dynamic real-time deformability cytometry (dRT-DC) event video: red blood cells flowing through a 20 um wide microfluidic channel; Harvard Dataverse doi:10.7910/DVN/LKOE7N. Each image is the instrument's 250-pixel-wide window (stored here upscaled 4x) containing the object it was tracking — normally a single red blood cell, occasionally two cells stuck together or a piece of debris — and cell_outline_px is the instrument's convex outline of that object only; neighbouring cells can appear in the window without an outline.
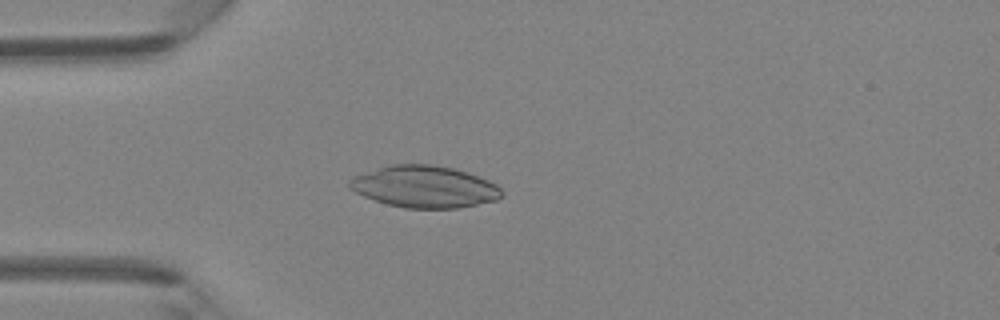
{"species": "Egyptian fruit bat (a non-hibernating species)", "species_latin": "Rousettus aegyptiacus", "temperature_condition": "room temperature", "stored_images_in_passage": 4, "camera_frame_rate_fps": 3000, "um_per_image_px": 0.085, "animal": {"sex": "female"}, "frame": {"image": 1, "passage_image": 4, "time_ms": 3.333, "image_size_px": [1000, 320], "cell_outline_px": [[504, 196], [496, 200], [456, 208], [404, 208], [388, 204], [364, 196], [348, 188], [348, 180], [352, 176], [388, 164], [432, 164], [452, 168], [468, 172], [488, 180], [496, 184], [504, 192]], "centroid_in_image_um": [36.06, 15.86], "position_along_channel_um": 48.9, "area_um2": 37.28}}